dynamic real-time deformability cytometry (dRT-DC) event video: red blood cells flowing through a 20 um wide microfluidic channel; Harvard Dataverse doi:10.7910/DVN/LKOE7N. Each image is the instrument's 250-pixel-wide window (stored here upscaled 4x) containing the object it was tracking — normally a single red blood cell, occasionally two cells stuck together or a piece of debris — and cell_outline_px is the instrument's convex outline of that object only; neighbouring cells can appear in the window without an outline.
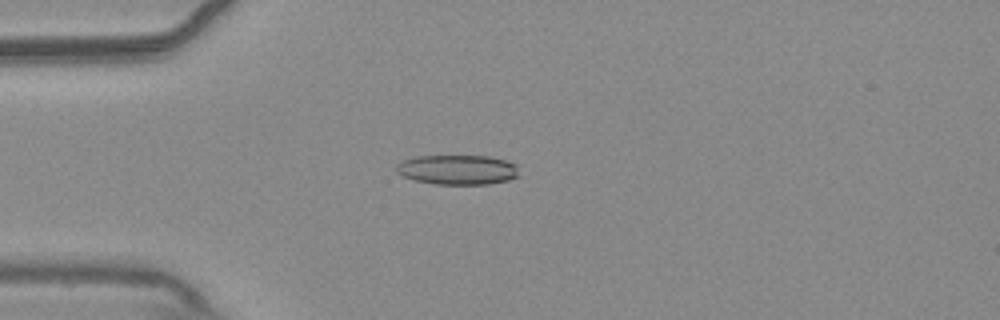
{"species": "common noctule bat (a hibernating species)", "species_latin": "Nyctalus noctula", "temperature_condition": "warm", "stored_images_in_passage": 54, "camera_frame_rate_fps": 3000, "um_per_image_px": 0.085, "animal": {"sex": "male", "body_mass_g": 20.4}, "frame": {"image": 1, "passage_image": 14, "time_ms": 4.333, "image_size_px": [1000, 320], "cell_outline_px": [[520, 176], [508, 180], [488, 184], [436, 184], [416, 180], [404, 176], [396, 172], [396, 164], [404, 160], [416, 156], [488, 156], [504, 160], [516, 164]], "centroid_in_image_um": [38.91, 14.42], "position_along_channel_um": 46.1, "area_um2": 21.21}}
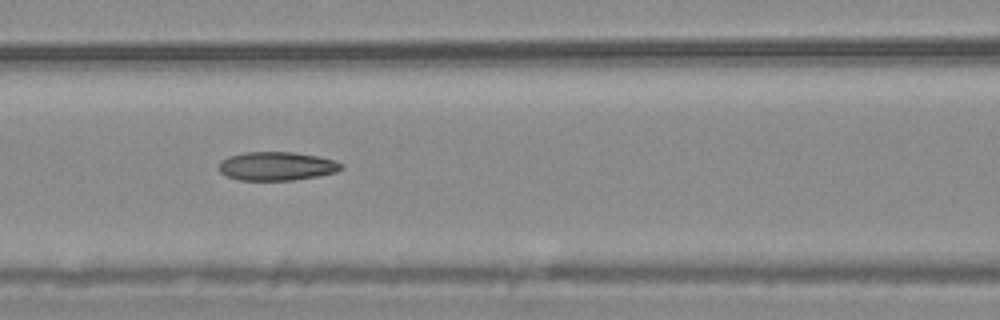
{"frame": {"image": 2, "passage_image": 23, "time_ms": 7.333, "image_size_px": [1000, 320], "cell_outline_px": [[344, 168], [336, 172], [320, 176], [292, 180], [240, 180], [228, 176], [220, 172], [220, 160], [228, 156], [244, 152], [296, 152], [320, 156], [336, 160], [344, 164]], "centroid_in_image_um": [23.58, 14.11], "position_along_channel_um": 143.0, "area_um2": 20.69}}
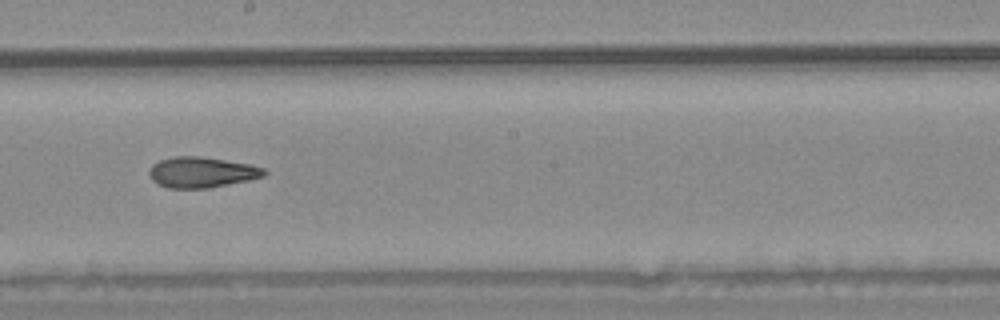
{"frame": {"image": 3, "passage_image": 30, "time_ms": 9.667, "image_size_px": [1000, 320], "cell_outline_px": [[268, 172], [264, 176], [248, 180], [208, 188], [168, 188], [156, 184], [152, 180], [148, 172], [152, 164], [160, 160], [176, 156], [200, 156], [248, 164], [264, 168]], "centroid_in_image_um": [17.11, 14.65], "position_along_channel_um": 231.1, "area_um2": 20.46}, "authors_computed_cell_mechanics": {"area_um2": 20.9814, "velocity_mm_per_s": 3.7863, "shape_relaxation_time_tau1_ms": null, "shape_relaxation_time_tau2_ms": 3.94, "deformation_change_tau1": null, "deformation_change_tau2": 0.1072}}